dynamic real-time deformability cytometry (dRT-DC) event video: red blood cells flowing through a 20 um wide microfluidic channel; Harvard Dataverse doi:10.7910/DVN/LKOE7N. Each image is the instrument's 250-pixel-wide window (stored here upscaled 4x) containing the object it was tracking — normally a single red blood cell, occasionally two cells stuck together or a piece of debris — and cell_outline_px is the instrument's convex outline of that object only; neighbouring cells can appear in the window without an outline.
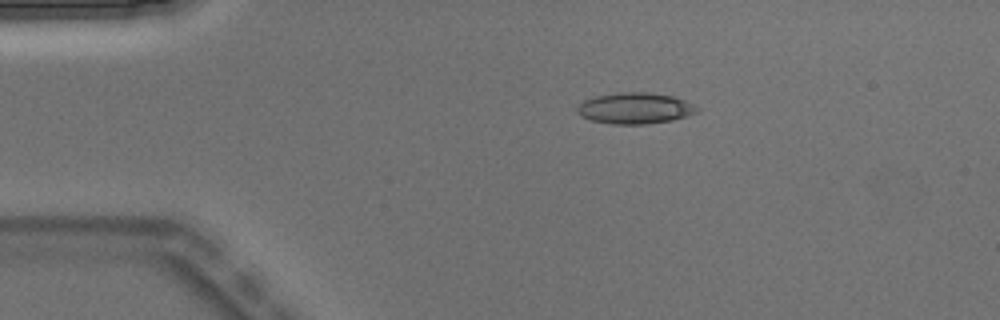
{"species": "Egyptian fruit bat (a non-hibernating species)", "species_latin": "Rousettus aegyptiacus", "temperature_condition": "warm", "stored_images_in_passage": 5, "camera_frame_rate_fps": 3000, "um_per_image_px": 0.085, "animal": {"sex": "male"}, "frame": {"image": 1, "passage_image": 3, "time_ms": 0.667, "image_size_px": [1000, 320], "cell_outline_px": [[700, 108], [696, 112], [688, 116], [672, 120], [644, 124], [612, 124], [592, 120], [580, 116], [576, 112], [576, 108], [584, 100], [592, 96], [620, 92], [648, 92], [676, 96]], "centroid_in_image_um": [53.96, 9.19], "position_along_channel_um": 31.0, "area_um2": 21.91}}